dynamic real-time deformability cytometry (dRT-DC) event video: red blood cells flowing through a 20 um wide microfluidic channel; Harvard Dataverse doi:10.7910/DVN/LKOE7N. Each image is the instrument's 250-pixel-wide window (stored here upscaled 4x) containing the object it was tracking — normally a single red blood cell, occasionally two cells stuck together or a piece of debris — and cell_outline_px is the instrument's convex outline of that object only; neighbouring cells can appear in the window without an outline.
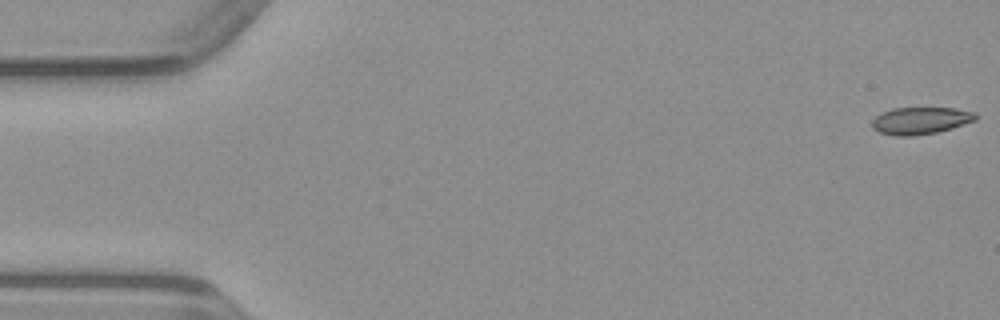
{"species": "common noctule bat (a hibernating species)", "species_latin": "Nyctalus noctula", "temperature_condition": "warm", "stored_images_in_passage": 49, "camera_frame_rate_fps": 3000, "um_per_image_px": 0.085, "animal": {"sex": "male", "body_mass_g": 23.1, "forearm_length_mm": 52.7}, "frame": {"image": 1, "passage_image": 1, "time_ms": 0.0, "image_size_px": [1000, 320], "cell_outline_px": [[976, 120], [952, 128], [936, 132], [912, 136], [896, 136], [880, 132], [872, 128], [872, 120], [880, 112], [892, 108], [956, 108], [976, 112]], "centroid_in_image_um": [78.23, 10.24], "position_along_channel_um": 6.8, "area_um2": 16.42}}
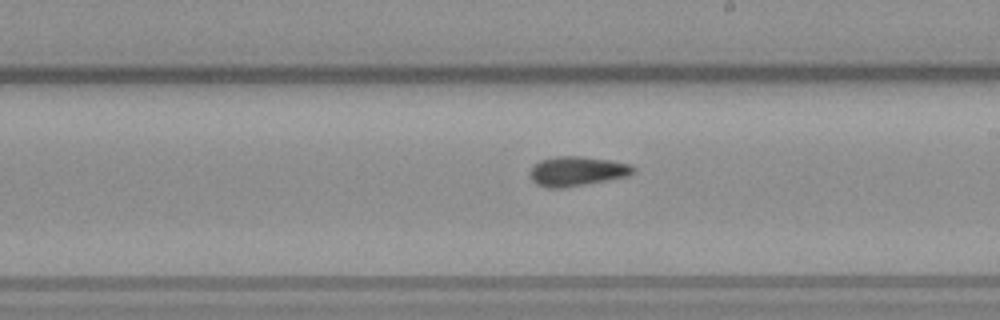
{"frame": {"image": 2, "passage_image": 28, "time_ms": 9.0, "image_size_px": [1000, 320], "cell_outline_px": [[636, 172], [628, 176], [608, 180], [560, 188], [548, 188], [536, 184], [532, 180], [528, 172], [540, 160], [556, 156], [580, 156], [612, 160], [632, 164], [636, 168]], "centroid_in_image_um": [49.08, 14.54], "position_along_channel_um": 239.9, "area_um2": 17.92}}
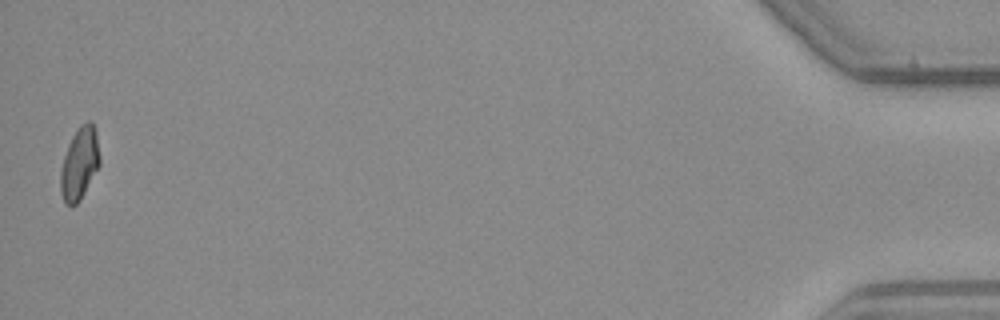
{"frame": {"image": 3, "passage_image": 49, "time_ms": 16.0, "image_size_px": [1000, 320], "cell_outline_px": [[100, 164], [80, 200], [72, 208], [64, 204], [60, 192], [60, 172], [64, 156], [68, 144], [72, 136], [80, 124], [88, 120], [92, 120], [96, 132], [100, 156]], "centroid_in_image_um": [6.75, 13.91], "position_along_channel_um": 428.5, "area_um2": 16.76}}